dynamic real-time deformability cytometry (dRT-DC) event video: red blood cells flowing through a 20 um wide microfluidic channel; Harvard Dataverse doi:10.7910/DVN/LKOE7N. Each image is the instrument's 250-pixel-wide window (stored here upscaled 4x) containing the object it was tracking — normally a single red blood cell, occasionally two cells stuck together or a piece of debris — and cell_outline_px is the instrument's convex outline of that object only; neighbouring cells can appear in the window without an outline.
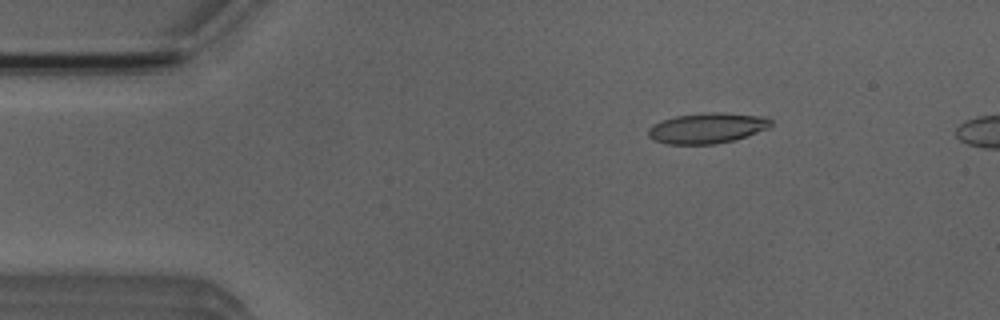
{"species": "Egyptian fruit bat (a non-hibernating species)", "species_latin": "Rousettus aegyptiacus", "temperature_condition": "room temperature", "stored_images_in_passage": 5, "camera_frame_rate_fps": 3000, "um_per_image_px": 0.085, "animal": {"sex": "male"}, "frame": {"image": 1, "passage_image": 2, "time_ms": 1.0, "image_size_px": [1000, 320], "cell_outline_px": [[772, 124], [768, 128], [732, 140], [716, 144], [664, 144], [652, 140], [648, 136], [648, 128], [652, 124], [660, 120], [676, 116], [712, 112], [768, 116], [772, 120]], "centroid_in_image_um": [60.06, 10.89], "position_along_channel_um": 24.9, "area_um2": 21.79}}